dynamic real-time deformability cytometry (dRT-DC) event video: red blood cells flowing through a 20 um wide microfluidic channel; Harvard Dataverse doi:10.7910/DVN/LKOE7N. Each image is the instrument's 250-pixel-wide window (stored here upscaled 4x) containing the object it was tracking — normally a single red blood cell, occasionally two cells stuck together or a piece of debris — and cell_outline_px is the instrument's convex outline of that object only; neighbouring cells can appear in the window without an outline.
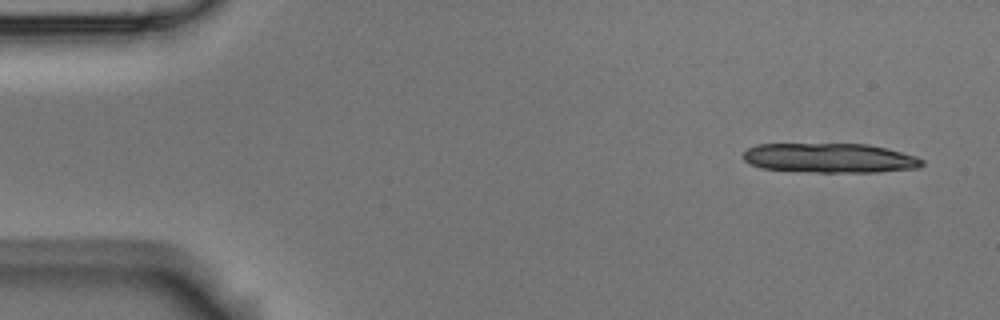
{"species": "Egyptian fruit bat (a non-hibernating species)", "species_latin": "Rousettus aegyptiacus", "temperature_condition": "room temperature", "stored_images_in_passage": 4, "camera_frame_rate_fps": 3000, "um_per_image_px": 0.085, "animal": {"sex": "male"}, "frame": {"image": 1, "passage_image": 1, "time_ms": 0.0, "image_size_px": [1000, 320], "cell_outline_px": [[924, 164], [920, 168], [876, 172], [816, 172], [760, 168], [744, 160], [740, 156], [748, 148], [756, 144], [868, 144], [888, 148], [916, 156], [924, 160]], "centroid_in_image_um": [70.56, 13.43], "position_along_channel_um": 14.4, "area_um2": 30.98}}
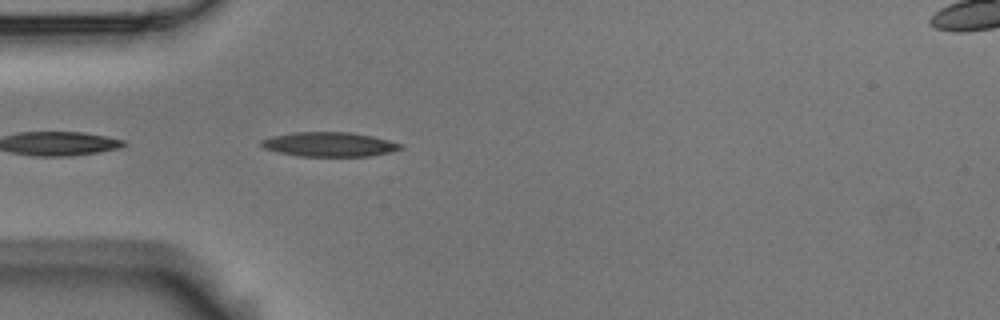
{"frame": {"image": 2, "passage_image": 4, "time_ms": 1.0, "image_size_px": [1000, 320], "cell_outline_px": [[404, 148], [392, 152], [372, 156], [296, 156], [264, 148], [260, 144], [260, 140], [272, 136], [292, 132], [352, 132], [372, 136], [404, 144]], "centroid_in_image_um": [28.03, 12.27], "position_along_channel_um": 57.0, "area_um2": 20.0}}